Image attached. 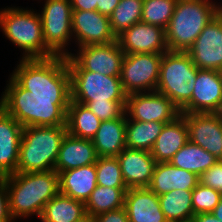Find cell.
Returning <instances> with one entry per match:
<instances>
[{
  "mask_svg": "<svg viewBox=\"0 0 222 222\" xmlns=\"http://www.w3.org/2000/svg\"><path fill=\"white\" fill-rule=\"evenodd\" d=\"M13 71L0 106L23 127L66 126L71 100L66 57L21 58Z\"/></svg>",
  "mask_w": 222,
  "mask_h": 222,
  "instance_id": "6da1fadb",
  "label": "cell"
},
{
  "mask_svg": "<svg viewBox=\"0 0 222 222\" xmlns=\"http://www.w3.org/2000/svg\"><path fill=\"white\" fill-rule=\"evenodd\" d=\"M4 178L14 221L32 215L40 218L45 204L59 193V175L55 170L16 172Z\"/></svg>",
  "mask_w": 222,
  "mask_h": 222,
  "instance_id": "7a4b0ae2",
  "label": "cell"
},
{
  "mask_svg": "<svg viewBox=\"0 0 222 222\" xmlns=\"http://www.w3.org/2000/svg\"><path fill=\"white\" fill-rule=\"evenodd\" d=\"M217 2L210 0H177L166 29L169 51L187 52L204 27L220 12Z\"/></svg>",
  "mask_w": 222,
  "mask_h": 222,
  "instance_id": "3957f363",
  "label": "cell"
},
{
  "mask_svg": "<svg viewBox=\"0 0 222 222\" xmlns=\"http://www.w3.org/2000/svg\"><path fill=\"white\" fill-rule=\"evenodd\" d=\"M66 126L24 127L19 145L17 172L54 170Z\"/></svg>",
  "mask_w": 222,
  "mask_h": 222,
  "instance_id": "277c9868",
  "label": "cell"
},
{
  "mask_svg": "<svg viewBox=\"0 0 222 222\" xmlns=\"http://www.w3.org/2000/svg\"><path fill=\"white\" fill-rule=\"evenodd\" d=\"M27 9L15 6L0 10V29L3 34L24 51L22 59H46L56 56L45 45L39 13Z\"/></svg>",
  "mask_w": 222,
  "mask_h": 222,
  "instance_id": "5b68a950",
  "label": "cell"
},
{
  "mask_svg": "<svg viewBox=\"0 0 222 222\" xmlns=\"http://www.w3.org/2000/svg\"><path fill=\"white\" fill-rule=\"evenodd\" d=\"M198 69L188 52L168 50L162 54L156 91L180 110L191 99Z\"/></svg>",
  "mask_w": 222,
  "mask_h": 222,
  "instance_id": "8992f818",
  "label": "cell"
},
{
  "mask_svg": "<svg viewBox=\"0 0 222 222\" xmlns=\"http://www.w3.org/2000/svg\"><path fill=\"white\" fill-rule=\"evenodd\" d=\"M71 100L87 102L126 101L120 77L101 75L86 70H69Z\"/></svg>",
  "mask_w": 222,
  "mask_h": 222,
  "instance_id": "52a82bcc",
  "label": "cell"
},
{
  "mask_svg": "<svg viewBox=\"0 0 222 222\" xmlns=\"http://www.w3.org/2000/svg\"><path fill=\"white\" fill-rule=\"evenodd\" d=\"M40 18L45 45L56 56H68L69 41L73 39L72 6L70 0L44 1Z\"/></svg>",
  "mask_w": 222,
  "mask_h": 222,
  "instance_id": "ba28073f",
  "label": "cell"
},
{
  "mask_svg": "<svg viewBox=\"0 0 222 222\" xmlns=\"http://www.w3.org/2000/svg\"><path fill=\"white\" fill-rule=\"evenodd\" d=\"M66 56L68 70H86L101 75L120 77L125 53L117 40L110 44L87 45Z\"/></svg>",
  "mask_w": 222,
  "mask_h": 222,
  "instance_id": "9c48e42d",
  "label": "cell"
},
{
  "mask_svg": "<svg viewBox=\"0 0 222 222\" xmlns=\"http://www.w3.org/2000/svg\"><path fill=\"white\" fill-rule=\"evenodd\" d=\"M162 54H125L120 80L127 95L156 91Z\"/></svg>",
  "mask_w": 222,
  "mask_h": 222,
  "instance_id": "30bf717a",
  "label": "cell"
},
{
  "mask_svg": "<svg viewBox=\"0 0 222 222\" xmlns=\"http://www.w3.org/2000/svg\"><path fill=\"white\" fill-rule=\"evenodd\" d=\"M125 113L134 121H156L166 124L173 122L181 115L179 108L157 91L127 95Z\"/></svg>",
  "mask_w": 222,
  "mask_h": 222,
  "instance_id": "8fae6325",
  "label": "cell"
},
{
  "mask_svg": "<svg viewBox=\"0 0 222 222\" xmlns=\"http://www.w3.org/2000/svg\"><path fill=\"white\" fill-rule=\"evenodd\" d=\"M191 99L180 109L181 114L218 113L222 105V73L198 69Z\"/></svg>",
  "mask_w": 222,
  "mask_h": 222,
  "instance_id": "7c38bea8",
  "label": "cell"
},
{
  "mask_svg": "<svg viewBox=\"0 0 222 222\" xmlns=\"http://www.w3.org/2000/svg\"><path fill=\"white\" fill-rule=\"evenodd\" d=\"M187 52L199 69L222 71V12L204 27Z\"/></svg>",
  "mask_w": 222,
  "mask_h": 222,
  "instance_id": "4fadbf2b",
  "label": "cell"
},
{
  "mask_svg": "<svg viewBox=\"0 0 222 222\" xmlns=\"http://www.w3.org/2000/svg\"><path fill=\"white\" fill-rule=\"evenodd\" d=\"M181 115L186 119L189 141L222 161V120L218 113Z\"/></svg>",
  "mask_w": 222,
  "mask_h": 222,
  "instance_id": "5bb4252c",
  "label": "cell"
},
{
  "mask_svg": "<svg viewBox=\"0 0 222 222\" xmlns=\"http://www.w3.org/2000/svg\"><path fill=\"white\" fill-rule=\"evenodd\" d=\"M72 32L78 47L110 44L117 40L109 17L98 11H73Z\"/></svg>",
  "mask_w": 222,
  "mask_h": 222,
  "instance_id": "9a60e30c",
  "label": "cell"
},
{
  "mask_svg": "<svg viewBox=\"0 0 222 222\" xmlns=\"http://www.w3.org/2000/svg\"><path fill=\"white\" fill-rule=\"evenodd\" d=\"M117 42L125 54H163L169 50L166 41V30L143 22L135 23L124 30L117 36Z\"/></svg>",
  "mask_w": 222,
  "mask_h": 222,
  "instance_id": "2e32d148",
  "label": "cell"
},
{
  "mask_svg": "<svg viewBox=\"0 0 222 222\" xmlns=\"http://www.w3.org/2000/svg\"><path fill=\"white\" fill-rule=\"evenodd\" d=\"M117 159L127 189L149 186L157 163L150 151L126 147Z\"/></svg>",
  "mask_w": 222,
  "mask_h": 222,
  "instance_id": "e0dca14e",
  "label": "cell"
},
{
  "mask_svg": "<svg viewBox=\"0 0 222 222\" xmlns=\"http://www.w3.org/2000/svg\"><path fill=\"white\" fill-rule=\"evenodd\" d=\"M23 128L0 106V177L17 172Z\"/></svg>",
  "mask_w": 222,
  "mask_h": 222,
  "instance_id": "ac0fdd59",
  "label": "cell"
},
{
  "mask_svg": "<svg viewBox=\"0 0 222 222\" xmlns=\"http://www.w3.org/2000/svg\"><path fill=\"white\" fill-rule=\"evenodd\" d=\"M124 208L129 222H168L161 210L158 195L148 188H129Z\"/></svg>",
  "mask_w": 222,
  "mask_h": 222,
  "instance_id": "d6986e66",
  "label": "cell"
},
{
  "mask_svg": "<svg viewBox=\"0 0 222 222\" xmlns=\"http://www.w3.org/2000/svg\"><path fill=\"white\" fill-rule=\"evenodd\" d=\"M98 156L91 139L77 138L66 134L54 166L59 174L82 166L95 164Z\"/></svg>",
  "mask_w": 222,
  "mask_h": 222,
  "instance_id": "ffe728a7",
  "label": "cell"
},
{
  "mask_svg": "<svg viewBox=\"0 0 222 222\" xmlns=\"http://www.w3.org/2000/svg\"><path fill=\"white\" fill-rule=\"evenodd\" d=\"M199 183V176L171 165L169 162L156 163L149 190L158 196L171 190H193Z\"/></svg>",
  "mask_w": 222,
  "mask_h": 222,
  "instance_id": "44dd1931",
  "label": "cell"
},
{
  "mask_svg": "<svg viewBox=\"0 0 222 222\" xmlns=\"http://www.w3.org/2000/svg\"><path fill=\"white\" fill-rule=\"evenodd\" d=\"M126 120L124 113L117 119L101 122L92 138L98 157H117L126 148Z\"/></svg>",
  "mask_w": 222,
  "mask_h": 222,
  "instance_id": "7402d4cb",
  "label": "cell"
},
{
  "mask_svg": "<svg viewBox=\"0 0 222 222\" xmlns=\"http://www.w3.org/2000/svg\"><path fill=\"white\" fill-rule=\"evenodd\" d=\"M189 141L186 119L180 115L164 125L157 137L151 155L157 163H166Z\"/></svg>",
  "mask_w": 222,
  "mask_h": 222,
  "instance_id": "603a6c76",
  "label": "cell"
},
{
  "mask_svg": "<svg viewBox=\"0 0 222 222\" xmlns=\"http://www.w3.org/2000/svg\"><path fill=\"white\" fill-rule=\"evenodd\" d=\"M58 175L59 193L84 203L97 187L95 164L63 171Z\"/></svg>",
  "mask_w": 222,
  "mask_h": 222,
  "instance_id": "cb8c5ba5",
  "label": "cell"
},
{
  "mask_svg": "<svg viewBox=\"0 0 222 222\" xmlns=\"http://www.w3.org/2000/svg\"><path fill=\"white\" fill-rule=\"evenodd\" d=\"M101 122L86 105L70 100L66 115L68 134L77 138L92 140Z\"/></svg>",
  "mask_w": 222,
  "mask_h": 222,
  "instance_id": "d4e9b609",
  "label": "cell"
},
{
  "mask_svg": "<svg viewBox=\"0 0 222 222\" xmlns=\"http://www.w3.org/2000/svg\"><path fill=\"white\" fill-rule=\"evenodd\" d=\"M86 214L85 203L58 193L44 206L42 222H75Z\"/></svg>",
  "mask_w": 222,
  "mask_h": 222,
  "instance_id": "484cf974",
  "label": "cell"
},
{
  "mask_svg": "<svg viewBox=\"0 0 222 222\" xmlns=\"http://www.w3.org/2000/svg\"><path fill=\"white\" fill-rule=\"evenodd\" d=\"M158 198L168 222H190L193 218L192 190H171Z\"/></svg>",
  "mask_w": 222,
  "mask_h": 222,
  "instance_id": "4316f807",
  "label": "cell"
},
{
  "mask_svg": "<svg viewBox=\"0 0 222 222\" xmlns=\"http://www.w3.org/2000/svg\"><path fill=\"white\" fill-rule=\"evenodd\" d=\"M217 159L201 146L188 141L169 161L175 167L200 176L217 163Z\"/></svg>",
  "mask_w": 222,
  "mask_h": 222,
  "instance_id": "83f0119b",
  "label": "cell"
},
{
  "mask_svg": "<svg viewBox=\"0 0 222 222\" xmlns=\"http://www.w3.org/2000/svg\"><path fill=\"white\" fill-rule=\"evenodd\" d=\"M166 123L126 120V147L151 151Z\"/></svg>",
  "mask_w": 222,
  "mask_h": 222,
  "instance_id": "f1b7e54d",
  "label": "cell"
},
{
  "mask_svg": "<svg viewBox=\"0 0 222 222\" xmlns=\"http://www.w3.org/2000/svg\"><path fill=\"white\" fill-rule=\"evenodd\" d=\"M127 188L97 185L85 203L86 213L92 216L124 207Z\"/></svg>",
  "mask_w": 222,
  "mask_h": 222,
  "instance_id": "f546056e",
  "label": "cell"
},
{
  "mask_svg": "<svg viewBox=\"0 0 222 222\" xmlns=\"http://www.w3.org/2000/svg\"><path fill=\"white\" fill-rule=\"evenodd\" d=\"M143 0H120L110 15V25L117 37L135 23L141 22Z\"/></svg>",
  "mask_w": 222,
  "mask_h": 222,
  "instance_id": "4dcf8cb0",
  "label": "cell"
},
{
  "mask_svg": "<svg viewBox=\"0 0 222 222\" xmlns=\"http://www.w3.org/2000/svg\"><path fill=\"white\" fill-rule=\"evenodd\" d=\"M177 0H143L141 22L167 29Z\"/></svg>",
  "mask_w": 222,
  "mask_h": 222,
  "instance_id": "1f68e13d",
  "label": "cell"
},
{
  "mask_svg": "<svg viewBox=\"0 0 222 222\" xmlns=\"http://www.w3.org/2000/svg\"><path fill=\"white\" fill-rule=\"evenodd\" d=\"M97 185L127 188L117 157H98L95 163Z\"/></svg>",
  "mask_w": 222,
  "mask_h": 222,
  "instance_id": "d6a6232c",
  "label": "cell"
},
{
  "mask_svg": "<svg viewBox=\"0 0 222 222\" xmlns=\"http://www.w3.org/2000/svg\"><path fill=\"white\" fill-rule=\"evenodd\" d=\"M221 198L222 195L217 190L198 183L192 190V207L194 215L211 213Z\"/></svg>",
  "mask_w": 222,
  "mask_h": 222,
  "instance_id": "836d02e7",
  "label": "cell"
},
{
  "mask_svg": "<svg viewBox=\"0 0 222 222\" xmlns=\"http://www.w3.org/2000/svg\"><path fill=\"white\" fill-rule=\"evenodd\" d=\"M86 107L101 121L113 120L125 113L126 101L87 102Z\"/></svg>",
  "mask_w": 222,
  "mask_h": 222,
  "instance_id": "e575fe53",
  "label": "cell"
},
{
  "mask_svg": "<svg viewBox=\"0 0 222 222\" xmlns=\"http://www.w3.org/2000/svg\"><path fill=\"white\" fill-rule=\"evenodd\" d=\"M199 183L217 190L222 195V161L204 171L199 176Z\"/></svg>",
  "mask_w": 222,
  "mask_h": 222,
  "instance_id": "d590c367",
  "label": "cell"
},
{
  "mask_svg": "<svg viewBox=\"0 0 222 222\" xmlns=\"http://www.w3.org/2000/svg\"><path fill=\"white\" fill-rule=\"evenodd\" d=\"M0 222H14L9 210V197L4 177H0Z\"/></svg>",
  "mask_w": 222,
  "mask_h": 222,
  "instance_id": "8d00e7d4",
  "label": "cell"
},
{
  "mask_svg": "<svg viewBox=\"0 0 222 222\" xmlns=\"http://www.w3.org/2000/svg\"><path fill=\"white\" fill-rule=\"evenodd\" d=\"M94 219L95 222H129L127 212L124 207L98 214L94 217Z\"/></svg>",
  "mask_w": 222,
  "mask_h": 222,
  "instance_id": "74e56055",
  "label": "cell"
},
{
  "mask_svg": "<svg viewBox=\"0 0 222 222\" xmlns=\"http://www.w3.org/2000/svg\"><path fill=\"white\" fill-rule=\"evenodd\" d=\"M73 11H97V0H70Z\"/></svg>",
  "mask_w": 222,
  "mask_h": 222,
  "instance_id": "f35d334b",
  "label": "cell"
},
{
  "mask_svg": "<svg viewBox=\"0 0 222 222\" xmlns=\"http://www.w3.org/2000/svg\"><path fill=\"white\" fill-rule=\"evenodd\" d=\"M120 0H97V11L110 17Z\"/></svg>",
  "mask_w": 222,
  "mask_h": 222,
  "instance_id": "ab89813d",
  "label": "cell"
},
{
  "mask_svg": "<svg viewBox=\"0 0 222 222\" xmlns=\"http://www.w3.org/2000/svg\"><path fill=\"white\" fill-rule=\"evenodd\" d=\"M190 222H221L212 213H201L193 216Z\"/></svg>",
  "mask_w": 222,
  "mask_h": 222,
  "instance_id": "60d3db41",
  "label": "cell"
},
{
  "mask_svg": "<svg viewBox=\"0 0 222 222\" xmlns=\"http://www.w3.org/2000/svg\"><path fill=\"white\" fill-rule=\"evenodd\" d=\"M211 213L222 222V198Z\"/></svg>",
  "mask_w": 222,
  "mask_h": 222,
  "instance_id": "b9f144b4",
  "label": "cell"
},
{
  "mask_svg": "<svg viewBox=\"0 0 222 222\" xmlns=\"http://www.w3.org/2000/svg\"><path fill=\"white\" fill-rule=\"evenodd\" d=\"M75 222H95V219H94V216L86 213L83 217H81L80 219H78Z\"/></svg>",
  "mask_w": 222,
  "mask_h": 222,
  "instance_id": "7bdbcfd3",
  "label": "cell"
},
{
  "mask_svg": "<svg viewBox=\"0 0 222 222\" xmlns=\"http://www.w3.org/2000/svg\"><path fill=\"white\" fill-rule=\"evenodd\" d=\"M218 115L220 116V118H221V120H222V105H221L220 110L218 111Z\"/></svg>",
  "mask_w": 222,
  "mask_h": 222,
  "instance_id": "ee69618b",
  "label": "cell"
}]
</instances>
